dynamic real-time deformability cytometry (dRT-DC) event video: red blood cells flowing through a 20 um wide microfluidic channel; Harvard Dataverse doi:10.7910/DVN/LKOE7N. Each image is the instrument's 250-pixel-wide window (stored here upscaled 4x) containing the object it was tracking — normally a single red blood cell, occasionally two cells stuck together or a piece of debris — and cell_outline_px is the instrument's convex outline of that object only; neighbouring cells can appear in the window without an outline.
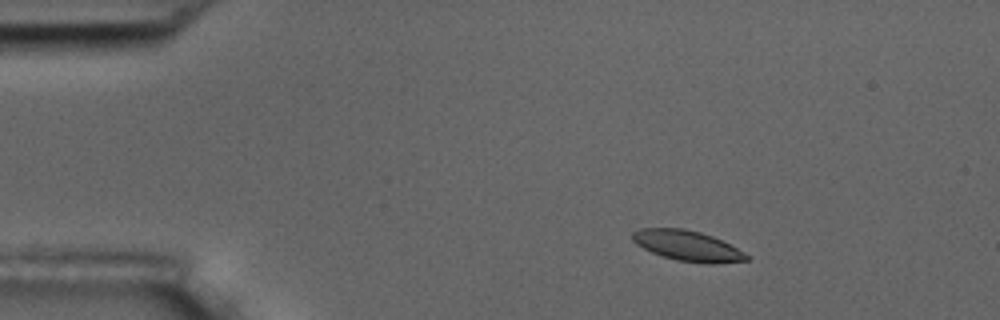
{"species": "common noctule bat (a hibernating species)", "species_latin": "Nyctalus noctula", "temperature_condition": "room temperature", "stored_images_in_passage": 5, "camera_frame_rate_fps": 3000, "um_per_image_px": 0.085, "animal": {"sex": "male", "body_mass_g": 17.5, "forearm_length_mm": 52.3}, "frame": {"image": 1, "passage_image": 2, "time_ms": 1.0, "image_size_px": [1000, 320], "cell_outline_px": [[752, 256], [748, 260], [712, 264], [708, 264], [676, 260], [652, 252], [636, 244], [632, 240], [632, 232], [640, 228], [684, 228], [700, 232], [712, 236]], "centroid_in_image_um": [58.44, 20.89], "position_along_channel_um": 26.6, "area_um2": 20.11}}
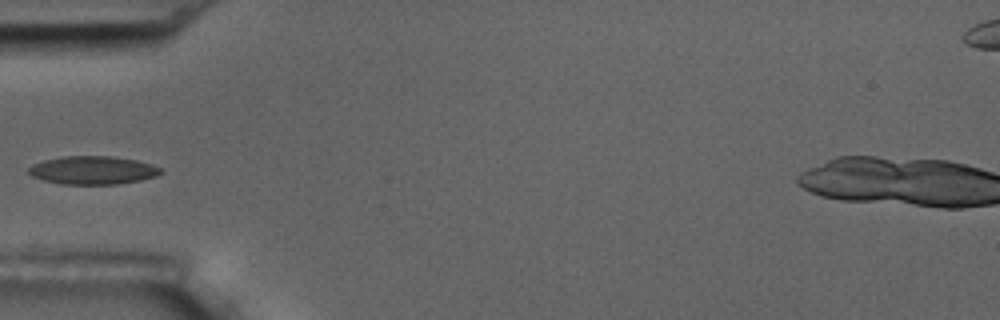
{"frame": {"image": 2, "passage_image": 5, "time_ms": 4.333, "image_size_px": [1000, 320], "cell_outline_px": [[164, 172], [156, 176], [140, 180], [116, 184], [60, 184], [44, 180], [32, 176], [28, 172], [28, 168], [32, 164], [44, 160], [60, 156], [112, 156], [136, 160], [152, 164], [160, 168]], "centroid_in_image_um": [7.88, 14.46], "position_along_channel_um": 77.1, "area_um2": 21.79}}